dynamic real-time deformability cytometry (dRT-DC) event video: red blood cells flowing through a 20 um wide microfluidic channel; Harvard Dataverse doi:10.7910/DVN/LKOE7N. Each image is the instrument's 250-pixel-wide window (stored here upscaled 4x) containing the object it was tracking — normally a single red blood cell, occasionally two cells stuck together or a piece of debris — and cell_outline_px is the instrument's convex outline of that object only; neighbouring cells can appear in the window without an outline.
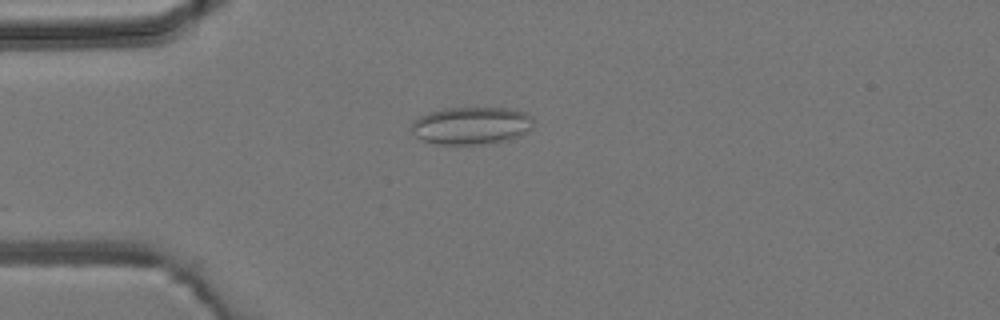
{"species": "common noctule bat (a hibernating species)", "species_latin": "Nyctalus noctula", "temperature_condition": "room temperature", "stored_images_in_passage": 2, "camera_frame_rate_fps": 3000, "um_per_image_px": 0.085, "animal": {"sex": "male", "body_mass_g": 19.2, "forearm_length_mm": 51.8}, "frame": {"image": 1, "passage_image": 1, "time_ms": 0.0, "image_size_px": [1000, 320], "cell_outline_px": [[536, 120], [532, 128], [528, 132], [520, 136], [508, 140], [480, 144], [436, 144], [420, 140], [412, 132], [412, 120], [428, 112], [444, 108], [504, 108], [524, 112], [532, 116]], "centroid_in_image_um": [40.08, 10.68], "position_along_channel_um": 44.9, "area_um2": 26.99}}